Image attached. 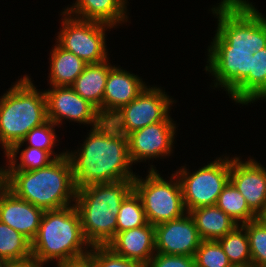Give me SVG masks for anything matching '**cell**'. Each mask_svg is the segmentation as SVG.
Listing matches in <instances>:
<instances>
[{
    "label": "cell",
    "instance_id": "1",
    "mask_svg": "<svg viewBox=\"0 0 266 267\" xmlns=\"http://www.w3.org/2000/svg\"><path fill=\"white\" fill-rule=\"evenodd\" d=\"M82 148L66 155L72 167L76 189L96 183L135 179L128 139L108 120L91 128Z\"/></svg>",
    "mask_w": 266,
    "mask_h": 267
},
{
    "label": "cell",
    "instance_id": "2",
    "mask_svg": "<svg viewBox=\"0 0 266 267\" xmlns=\"http://www.w3.org/2000/svg\"><path fill=\"white\" fill-rule=\"evenodd\" d=\"M6 187L18 198L44 211L69 207L76 199V186L67 155L32 171H7ZM70 204V205H69Z\"/></svg>",
    "mask_w": 266,
    "mask_h": 267
},
{
    "label": "cell",
    "instance_id": "3",
    "mask_svg": "<svg viewBox=\"0 0 266 267\" xmlns=\"http://www.w3.org/2000/svg\"><path fill=\"white\" fill-rule=\"evenodd\" d=\"M132 190L133 179L96 183L76 190L74 205L91 246L107 245L115 236L120 205Z\"/></svg>",
    "mask_w": 266,
    "mask_h": 267
},
{
    "label": "cell",
    "instance_id": "4",
    "mask_svg": "<svg viewBox=\"0 0 266 267\" xmlns=\"http://www.w3.org/2000/svg\"><path fill=\"white\" fill-rule=\"evenodd\" d=\"M87 247H85V246ZM91 245L86 240L75 205L44 211L35 238L31 241L32 258L44 264L57 263L88 255Z\"/></svg>",
    "mask_w": 266,
    "mask_h": 267
},
{
    "label": "cell",
    "instance_id": "5",
    "mask_svg": "<svg viewBox=\"0 0 266 267\" xmlns=\"http://www.w3.org/2000/svg\"><path fill=\"white\" fill-rule=\"evenodd\" d=\"M0 98V144L6 153L47 118L45 93L25 75Z\"/></svg>",
    "mask_w": 266,
    "mask_h": 267
},
{
    "label": "cell",
    "instance_id": "6",
    "mask_svg": "<svg viewBox=\"0 0 266 267\" xmlns=\"http://www.w3.org/2000/svg\"><path fill=\"white\" fill-rule=\"evenodd\" d=\"M211 10L218 27L210 46L249 47L251 53L266 47V18L248 0H222Z\"/></svg>",
    "mask_w": 266,
    "mask_h": 267
},
{
    "label": "cell",
    "instance_id": "7",
    "mask_svg": "<svg viewBox=\"0 0 266 267\" xmlns=\"http://www.w3.org/2000/svg\"><path fill=\"white\" fill-rule=\"evenodd\" d=\"M150 167L146 179L136 176L133 180V190L140 197L147 222L156 226L185 215L187 211L176 174H172L169 182L157 173L153 165Z\"/></svg>",
    "mask_w": 266,
    "mask_h": 267
},
{
    "label": "cell",
    "instance_id": "8",
    "mask_svg": "<svg viewBox=\"0 0 266 267\" xmlns=\"http://www.w3.org/2000/svg\"><path fill=\"white\" fill-rule=\"evenodd\" d=\"M175 174L181 185L185 209L190 212L198 207L216 205L218 196L230 181V160L229 157L216 159L193 173L182 166Z\"/></svg>",
    "mask_w": 266,
    "mask_h": 267
},
{
    "label": "cell",
    "instance_id": "9",
    "mask_svg": "<svg viewBox=\"0 0 266 267\" xmlns=\"http://www.w3.org/2000/svg\"><path fill=\"white\" fill-rule=\"evenodd\" d=\"M63 28L58 32V45L81 58L86 64L101 63L108 60L105 44V31L113 26L73 18L64 11ZM106 28V30H105Z\"/></svg>",
    "mask_w": 266,
    "mask_h": 267
},
{
    "label": "cell",
    "instance_id": "10",
    "mask_svg": "<svg viewBox=\"0 0 266 267\" xmlns=\"http://www.w3.org/2000/svg\"><path fill=\"white\" fill-rule=\"evenodd\" d=\"M173 102L159 87L146 86L134 100L122 106L108 121L127 136L135 130L163 121L169 115Z\"/></svg>",
    "mask_w": 266,
    "mask_h": 267
},
{
    "label": "cell",
    "instance_id": "11",
    "mask_svg": "<svg viewBox=\"0 0 266 267\" xmlns=\"http://www.w3.org/2000/svg\"><path fill=\"white\" fill-rule=\"evenodd\" d=\"M205 70L214 75V86L224 87L230 94L250 72L251 56L249 47L210 46Z\"/></svg>",
    "mask_w": 266,
    "mask_h": 267
},
{
    "label": "cell",
    "instance_id": "12",
    "mask_svg": "<svg viewBox=\"0 0 266 267\" xmlns=\"http://www.w3.org/2000/svg\"><path fill=\"white\" fill-rule=\"evenodd\" d=\"M47 118L54 124H62V119L98 126L104 119L98 110L82 98L70 86H52L44 91Z\"/></svg>",
    "mask_w": 266,
    "mask_h": 267
},
{
    "label": "cell",
    "instance_id": "13",
    "mask_svg": "<svg viewBox=\"0 0 266 267\" xmlns=\"http://www.w3.org/2000/svg\"><path fill=\"white\" fill-rule=\"evenodd\" d=\"M168 115L163 121L150 124L127 135L132 163L170 155L176 127Z\"/></svg>",
    "mask_w": 266,
    "mask_h": 267
},
{
    "label": "cell",
    "instance_id": "14",
    "mask_svg": "<svg viewBox=\"0 0 266 267\" xmlns=\"http://www.w3.org/2000/svg\"><path fill=\"white\" fill-rule=\"evenodd\" d=\"M201 241L189 212L185 216L155 226V253L194 257Z\"/></svg>",
    "mask_w": 266,
    "mask_h": 267
},
{
    "label": "cell",
    "instance_id": "15",
    "mask_svg": "<svg viewBox=\"0 0 266 267\" xmlns=\"http://www.w3.org/2000/svg\"><path fill=\"white\" fill-rule=\"evenodd\" d=\"M230 159V182L243 195L249 208L258 216L266 214V168L254 159L246 162Z\"/></svg>",
    "mask_w": 266,
    "mask_h": 267
},
{
    "label": "cell",
    "instance_id": "16",
    "mask_svg": "<svg viewBox=\"0 0 266 267\" xmlns=\"http://www.w3.org/2000/svg\"><path fill=\"white\" fill-rule=\"evenodd\" d=\"M44 210L18 198L7 187L0 193V221L32 241L37 235Z\"/></svg>",
    "mask_w": 266,
    "mask_h": 267
},
{
    "label": "cell",
    "instance_id": "17",
    "mask_svg": "<svg viewBox=\"0 0 266 267\" xmlns=\"http://www.w3.org/2000/svg\"><path fill=\"white\" fill-rule=\"evenodd\" d=\"M146 87L141 78L118 67L109 70L103 102L102 118L108 120L122 106L129 104Z\"/></svg>",
    "mask_w": 266,
    "mask_h": 267
},
{
    "label": "cell",
    "instance_id": "18",
    "mask_svg": "<svg viewBox=\"0 0 266 267\" xmlns=\"http://www.w3.org/2000/svg\"><path fill=\"white\" fill-rule=\"evenodd\" d=\"M116 254L145 265L155 255V226H144L116 233L106 245Z\"/></svg>",
    "mask_w": 266,
    "mask_h": 267
},
{
    "label": "cell",
    "instance_id": "19",
    "mask_svg": "<svg viewBox=\"0 0 266 267\" xmlns=\"http://www.w3.org/2000/svg\"><path fill=\"white\" fill-rule=\"evenodd\" d=\"M126 3V0H77L64 12L70 16L75 15L74 17L78 19L101 22L115 27L118 23L127 21Z\"/></svg>",
    "mask_w": 266,
    "mask_h": 267
},
{
    "label": "cell",
    "instance_id": "20",
    "mask_svg": "<svg viewBox=\"0 0 266 267\" xmlns=\"http://www.w3.org/2000/svg\"><path fill=\"white\" fill-rule=\"evenodd\" d=\"M113 66L105 60L87 64L84 71L70 86L82 98L92 104L102 117V102L109 70Z\"/></svg>",
    "mask_w": 266,
    "mask_h": 267
},
{
    "label": "cell",
    "instance_id": "21",
    "mask_svg": "<svg viewBox=\"0 0 266 267\" xmlns=\"http://www.w3.org/2000/svg\"><path fill=\"white\" fill-rule=\"evenodd\" d=\"M236 103L266 99V47L251 56L249 75L230 93Z\"/></svg>",
    "mask_w": 266,
    "mask_h": 267
},
{
    "label": "cell",
    "instance_id": "22",
    "mask_svg": "<svg viewBox=\"0 0 266 267\" xmlns=\"http://www.w3.org/2000/svg\"><path fill=\"white\" fill-rule=\"evenodd\" d=\"M189 213L202 240H218L239 225L216 205L198 207Z\"/></svg>",
    "mask_w": 266,
    "mask_h": 267
},
{
    "label": "cell",
    "instance_id": "23",
    "mask_svg": "<svg viewBox=\"0 0 266 267\" xmlns=\"http://www.w3.org/2000/svg\"><path fill=\"white\" fill-rule=\"evenodd\" d=\"M50 61L51 86H71L87 65L81 58L58 44L51 52Z\"/></svg>",
    "mask_w": 266,
    "mask_h": 267
},
{
    "label": "cell",
    "instance_id": "24",
    "mask_svg": "<svg viewBox=\"0 0 266 267\" xmlns=\"http://www.w3.org/2000/svg\"><path fill=\"white\" fill-rule=\"evenodd\" d=\"M0 258L8 262L23 261L32 258L31 241L1 221Z\"/></svg>",
    "mask_w": 266,
    "mask_h": 267
},
{
    "label": "cell",
    "instance_id": "25",
    "mask_svg": "<svg viewBox=\"0 0 266 267\" xmlns=\"http://www.w3.org/2000/svg\"><path fill=\"white\" fill-rule=\"evenodd\" d=\"M216 206L240 225L259 218L230 181L218 196Z\"/></svg>",
    "mask_w": 266,
    "mask_h": 267
},
{
    "label": "cell",
    "instance_id": "26",
    "mask_svg": "<svg viewBox=\"0 0 266 267\" xmlns=\"http://www.w3.org/2000/svg\"><path fill=\"white\" fill-rule=\"evenodd\" d=\"M217 241L233 267L251 266L249 240L246 229L242 225L239 224L233 231Z\"/></svg>",
    "mask_w": 266,
    "mask_h": 267
},
{
    "label": "cell",
    "instance_id": "27",
    "mask_svg": "<svg viewBox=\"0 0 266 267\" xmlns=\"http://www.w3.org/2000/svg\"><path fill=\"white\" fill-rule=\"evenodd\" d=\"M56 124H54L49 119L41 124L40 126L34 127L25 138L22 140V142L14 144L6 153L7 160H17L16 156L17 153L20 150V147L23 146L24 142L28 141L29 146L28 147H34L37 149H42L45 151H48L51 155L55 154L52 150V148L56 145L55 141L57 138V135L55 134L54 127Z\"/></svg>",
    "mask_w": 266,
    "mask_h": 267
},
{
    "label": "cell",
    "instance_id": "28",
    "mask_svg": "<svg viewBox=\"0 0 266 267\" xmlns=\"http://www.w3.org/2000/svg\"><path fill=\"white\" fill-rule=\"evenodd\" d=\"M147 223L140 197L132 190L120 205L116 233L138 228Z\"/></svg>",
    "mask_w": 266,
    "mask_h": 267
},
{
    "label": "cell",
    "instance_id": "29",
    "mask_svg": "<svg viewBox=\"0 0 266 267\" xmlns=\"http://www.w3.org/2000/svg\"><path fill=\"white\" fill-rule=\"evenodd\" d=\"M241 225L246 229L248 236L251 265L266 267V220L259 217Z\"/></svg>",
    "mask_w": 266,
    "mask_h": 267
},
{
    "label": "cell",
    "instance_id": "30",
    "mask_svg": "<svg viewBox=\"0 0 266 267\" xmlns=\"http://www.w3.org/2000/svg\"><path fill=\"white\" fill-rule=\"evenodd\" d=\"M66 155V152L52 155L45 150L34 147H26L21 151L20 163L16 164V160H9L7 171H32L48 166L55 159Z\"/></svg>",
    "mask_w": 266,
    "mask_h": 267
},
{
    "label": "cell",
    "instance_id": "31",
    "mask_svg": "<svg viewBox=\"0 0 266 267\" xmlns=\"http://www.w3.org/2000/svg\"><path fill=\"white\" fill-rule=\"evenodd\" d=\"M194 259L196 267H233L217 240H202Z\"/></svg>",
    "mask_w": 266,
    "mask_h": 267
},
{
    "label": "cell",
    "instance_id": "32",
    "mask_svg": "<svg viewBox=\"0 0 266 267\" xmlns=\"http://www.w3.org/2000/svg\"><path fill=\"white\" fill-rule=\"evenodd\" d=\"M91 248L89 255L95 267H146L142 262L116 254L106 245H95Z\"/></svg>",
    "mask_w": 266,
    "mask_h": 267
},
{
    "label": "cell",
    "instance_id": "33",
    "mask_svg": "<svg viewBox=\"0 0 266 267\" xmlns=\"http://www.w3.org/2000/svg\"><path fill=\"white\" fill-rule=\"evenodd\" d=\"M146 267H196V265L192 256L155 253Z\"/></svg>",
    "mask_w": 266,
    "mask_h": 267
},
{
    "label": "cell",
    "instance_id": "34",
    "mask_svg": "<svg viewBox=\"0 0 266 267\" xmlns=\"http://www.w3.org/2000/svg\"><path fill=\"white\" fill-rule=\"evenodd\" d=\"M57 267H95L92 257L88 254L80 258L57 263Z\"/></svg>",
    "mask_w": 266,
    "mask_h": 267
},
{
    "label": "cell",
    "instance_id": "35",
    "mask_svg": "<svg viewBox=\"0 0 266 267\" xmlns=\"http://www.w3.org/2000/svg\"><path fill=\"white\" fill-rule=\"evenodd\" d=\"M43 265L45 264L40 263L34 258H29L23 261L9 262L7 267H43Z\"/></svg>",
    "mask_w": 266,
    "mask_h": 267
},
{
    "label": "cell",
    "instance_id": "36",
    "mask_svg": "<svg viewBox=\"0 0 266 267\" xmlns=\"http://www.w3.org/2000/svg\"><path fill=\"white\" fill-rule=\"evenodd\" d=\"M7 169L0 168V193L6 188Z\"/></svg>",
    "mask_w": 266,
    "mask_h": 267
},
{
    "label": "cell",
    "instance_id": "37",
    "mask_svg": "<svg viewBox=\"0 0 266 267\" xmlns=\"http://www.w3.org/2000/svg\"><path fill=\"white\" fill-rule=\"evenodd\" d=\"M8 263V261L0 258V267H7Z\"/></svg>",
    "mask_w": 266,
    "mask_h": 267
}]
</instances>
